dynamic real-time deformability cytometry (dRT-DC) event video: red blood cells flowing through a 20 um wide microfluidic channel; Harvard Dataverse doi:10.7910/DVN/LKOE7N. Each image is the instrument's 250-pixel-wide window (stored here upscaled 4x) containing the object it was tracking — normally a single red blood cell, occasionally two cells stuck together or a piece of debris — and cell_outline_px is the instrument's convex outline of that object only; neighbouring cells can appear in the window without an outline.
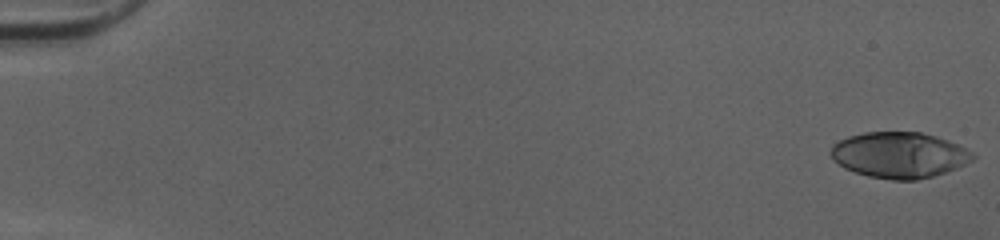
{"species": "human", "species_latin": "Homo sapiens", "temperature_condition": "cold", "stored_images_in_passage": 51, "camera_frame_rate_fps": 3000, "um_per_image_px": 0.085, "donor": {"sex": "female"}, "frame": {"image": 1, "passage_image": 1, "time_ms": 0.0, "image_size_px": [1000, 240], "cell_outline_px": [[976, 156], [972, 160], [956, 168], [932, 176], [916, 180], [892, 180], [868, 176], [844, 168], [828, 152], [832, 144], [848, 136], [864, 132], [920, 132], [936, 136], [948, 140], [972, 152]], "centroid_in_image_um": [76.42, 13.17], "position_along_channel_um": 8.6, "area_um2": 37.74}}
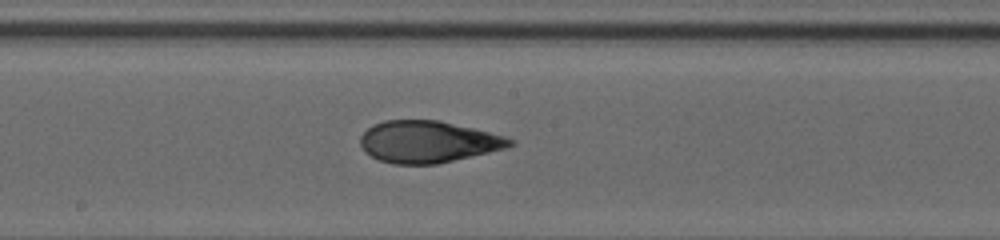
{"frame": {"image": 2, "passage_image": 29, "time_ms": 9.333, "image_size_px": [1000, 240], "cell_outline_px": [[516, 144], [508, 148], [436, 164], [392, 164], [380, 160], [364, 152], [360, 144], [360, 136], [372, 124], [384, 120], [440, 120], [504, 136], [516, 140]], "centroid_in_image_um": [36.38, 12.05], "position_along_channel_um": 211.8, "area_um2": 36.53}}
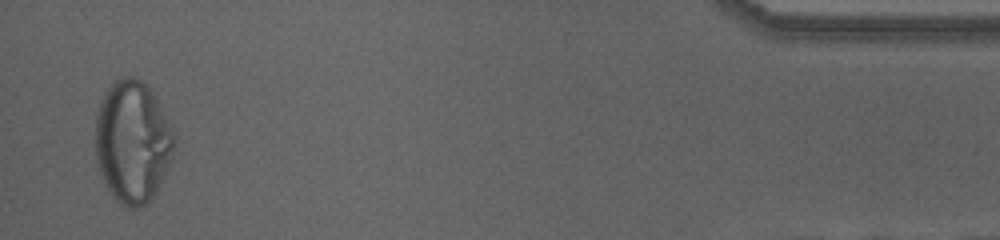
{"frame": {"image": 3, "passage_image": 50, "time_ms": 16.333, "image_size_px": [1000, 240], "cell_outline_px": [[176, 140], [172, 160], [156, 192], [144, 204], [136, 208], [128, 208], [120, 204], [112, 196], [100, 172], [96, 160], [96, 116], [100, 104], [108, 88], [116, 80], [124, 76], [132, 76], [140, 80], [156, 96], [172, 124], [176, 136]], "centroid_in_image_um": [11.31, 12.05], "position_along_channel_um": 423.9, "area_um2": 56.36}, "authors_computed_cell_mechanics": {"area_um2": 37.6278, "velocity_mm_per_s": 4.0645, "shape_relaxation_time_tau1_ms": 7.7446, "shape_relaxation_time_tau2_ms": 1.0773, "deformation_change_tau1": 0.3074, "deformation_change_tau2": 0.053}}